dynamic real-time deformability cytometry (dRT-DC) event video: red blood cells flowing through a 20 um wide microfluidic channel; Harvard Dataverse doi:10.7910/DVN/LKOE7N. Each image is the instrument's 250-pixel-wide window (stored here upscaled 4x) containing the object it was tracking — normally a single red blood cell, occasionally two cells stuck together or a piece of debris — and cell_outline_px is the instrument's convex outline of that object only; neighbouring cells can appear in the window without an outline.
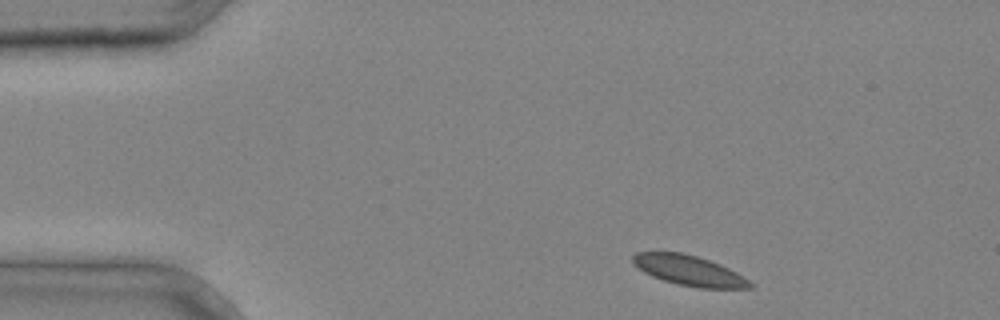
{"species": "common noctule bat (a hibernating species)", "species_latin": "Nyctalus noctula", "temperature_condition": "cold", "stored_images_in_passage": 3, "camera_frame_rate_fps": 3000, "um_per_image_px": 0.085, "animal": {"sex": "male", "body_mass_g": 20.4}, "frame": {"image": 1, "passage_image": 1, "time_ms": 0.0, "image_size_px": [1000, 320], "cell_outline_px": [[756, 284], [752, 288], [700, 288], [676, 284], [652, 276], [644, 272], [632, 264], [632, 256], [636, 252], [680, 252], [696, 256], [720, 264], [744, 276]], "centroid_in_image_um": [58.59, 23.0], "position_along_channel_um": 26.4, "area_um2": 20.69}}
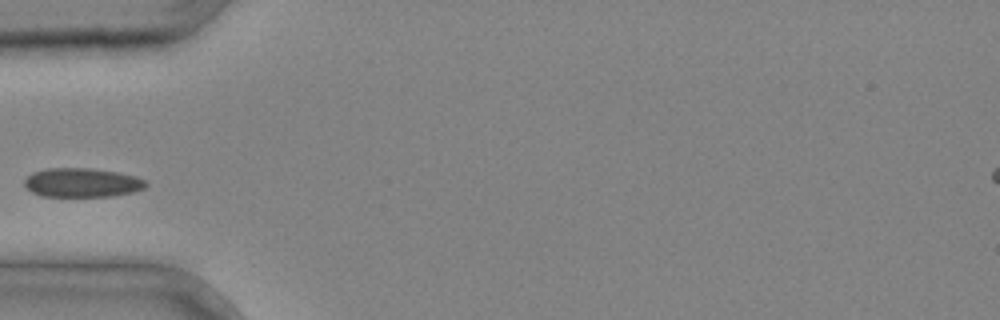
{"frame": {"image": 2, "passage_image": 3, "time_ms": 0.667, "image_size_px": [1000, 320], "cell_outline_px": [[148, 184], [144, 188], [132, 192], [112, 196], [40, 196], [32, 192], [24, 184], [24, 180], [32, 172], [48, 168], [88, 168], [116, 172], [136, 176], [144, 180]], "centroid_in_image_um": [6.96, 15.52], "position_along_channel_um": 78.0, "area_um2": 20.46}}